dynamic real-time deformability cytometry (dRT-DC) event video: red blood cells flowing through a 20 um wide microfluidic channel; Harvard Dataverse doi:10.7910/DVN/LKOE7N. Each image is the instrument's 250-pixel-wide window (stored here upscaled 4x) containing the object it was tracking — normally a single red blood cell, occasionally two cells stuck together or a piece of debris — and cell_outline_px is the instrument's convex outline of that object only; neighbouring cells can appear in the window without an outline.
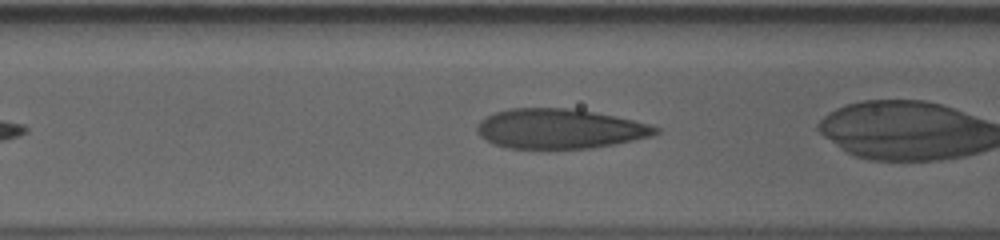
{"species": "human", "species_latin": "Homo sapiens", "temperature_condition": "cold", "stored_images_in_passage": 31, "camera_frame_rate_fps": 3000, "um_per_image_px": 0.085, "donor": {"sex": "male"}, "frame": {"image": 1, "passage_image": 10, "time_ms": 3.0, "image_size_px": [1000, 240], "cell_outline_px": [[660, 132], [652, 136], [616, 144], [592, 148], [508, 148], [492, 144], [480, 136], [476, 132], [476, 124], [480, 120], [496, 112], [508, 108], [568, 108], [592, 112], [632, 120], [648, 124], [660, 128]], "centroid_in_image_um": [47.54, 10.95], "position_along_channel_um": 119.1, "area_um2": 41.27}}
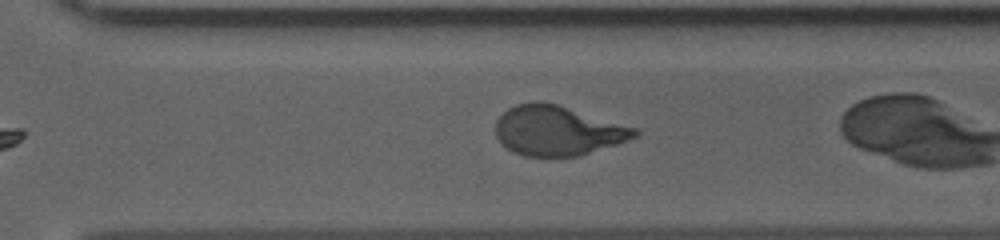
{"frame": {"image": 2, "passage_image": 27, "time_ms": 8.667, "image_size_px": [1000, 240], "cell_outline_px": [[640, 132], [636, 136], [616, 144], [580, 156], [524, 156], [512, 152], [496, 136], [496, 120], [508, 108], [516, 104], [536, 100], [556, 104], [640, 128]], "centroid_in_image_um": [47.42, 11.09], "position_along_channel_um": 323.2, "area_um2": 40.34}}